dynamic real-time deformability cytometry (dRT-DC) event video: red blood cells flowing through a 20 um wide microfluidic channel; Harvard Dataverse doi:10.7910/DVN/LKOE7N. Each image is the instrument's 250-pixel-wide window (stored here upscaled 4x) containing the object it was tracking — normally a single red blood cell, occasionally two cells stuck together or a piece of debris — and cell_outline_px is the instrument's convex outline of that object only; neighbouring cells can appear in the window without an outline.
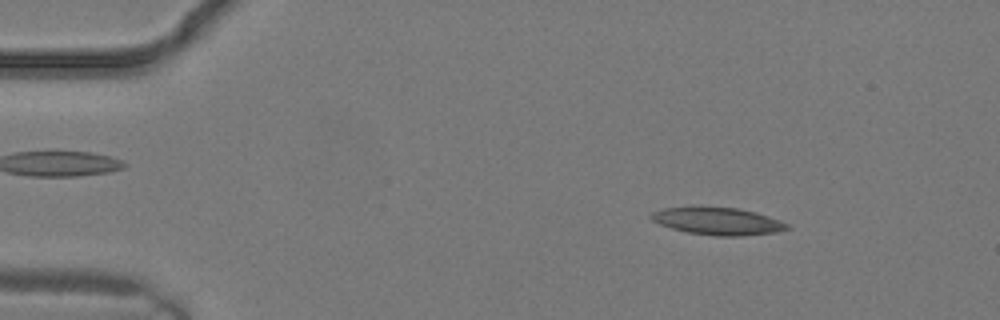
{"species": "common noctule bat (a hibernating species)", "species_latin": "Nyctalus noctula", "temperature_condition": "warm", "stored_images_in_passage": 3, "camera_frame_rate_fps": 3000, "um_per_image_px": 0.085, "animal": {"sex": "male", "body_mass_g": 19.2, "forearm_length_mm": 51.8}, "frame": {"image": 1, "passage_image": 3, "time_ms": 0.667, "image_size_px": [1000, 320], "cell_outline_px": [[792, 228], [776, 232], [740, 236], [716, 236], [688, 232], [672, 228], [660, 224], [652, 220], [648, 216], [652, 212], [664, 208], [692, 204], [736, 208], [756, 212], [780, 220], [788, 224]], "centroid_in_image_um": [60.97, 18.76], "position_along_channel_um": 24.0, "area_um2": 22.31}}